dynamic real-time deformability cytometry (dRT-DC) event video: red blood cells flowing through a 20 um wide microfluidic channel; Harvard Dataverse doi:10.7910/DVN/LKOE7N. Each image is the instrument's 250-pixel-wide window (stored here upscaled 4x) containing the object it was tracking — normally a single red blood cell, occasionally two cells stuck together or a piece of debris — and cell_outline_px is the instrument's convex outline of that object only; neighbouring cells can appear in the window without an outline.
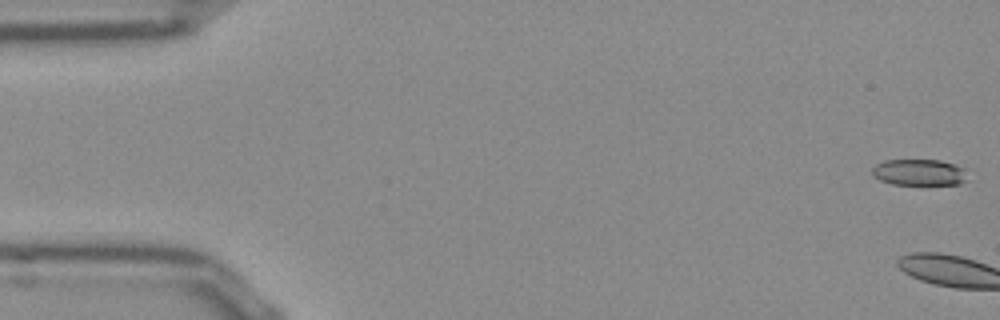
{"species": "Egyptian fruit bat (a non-hibernating species)", "species_latin": "Rousettus aegyptiacus", "temperature_condition": "room temperature", "stored_images_in_passage": 9, "camera_frame_rate_fps": 3000, "um_per_image_px": 0.085, "frame": {"image": 1, "passage_image": 1, "time_ms": 0.0, "image_size_px": [1000, 320], "cell_outline_px": [[972, 180], [960, 184], [892, 184], [880, 180], [872, 176], [872, 168], [876, 164], [884, 160], [940, 160], [956, 164], [964, 168]], "centroid_in_image_um": [78.2, 14.65], "position_along_channel_um": 6.8, "area_um2": 14.97}}